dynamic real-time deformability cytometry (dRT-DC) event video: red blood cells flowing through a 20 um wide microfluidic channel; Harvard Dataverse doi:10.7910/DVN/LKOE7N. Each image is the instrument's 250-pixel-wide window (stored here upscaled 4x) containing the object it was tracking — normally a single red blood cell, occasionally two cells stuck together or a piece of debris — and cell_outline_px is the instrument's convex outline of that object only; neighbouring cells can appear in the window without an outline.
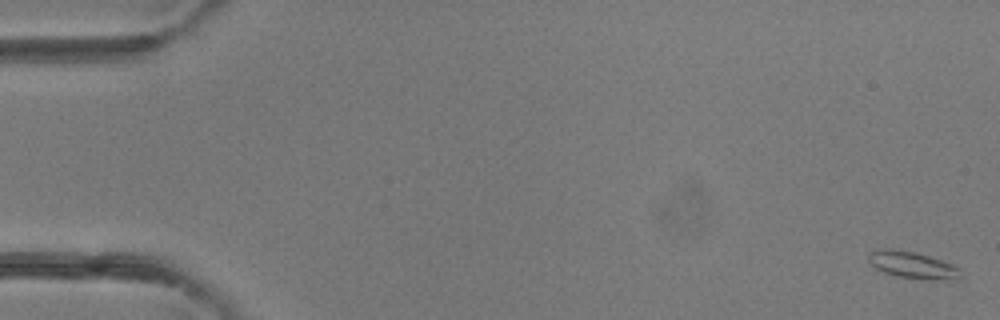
{"species": "common noctule bat (a hibernating species)", "species_latin": "Nyctalus noctula", "temperature_condition": "room temperature", "stored_images_in_passage": 6, "camera_frame_rate_fps": 3000, "um_per_image_px": 0.085, "animal": {"sex": "female"}, "frame": {"image": 1, "passage_image": 1, "time_ms": 0.0, "image_size_px": [1000, 320], "cell_outline_px": [[960, 268], [956, 276], [896, 276], [884, 272], [876, 268], [868, 260], [868, 252], [876, 248], [892, 248], [916, 252], [952, 264]], "centroid_in_image_um": [77.32, 22.4], "position_along_channel_um": 7.7, "area_um2": 13.18}}